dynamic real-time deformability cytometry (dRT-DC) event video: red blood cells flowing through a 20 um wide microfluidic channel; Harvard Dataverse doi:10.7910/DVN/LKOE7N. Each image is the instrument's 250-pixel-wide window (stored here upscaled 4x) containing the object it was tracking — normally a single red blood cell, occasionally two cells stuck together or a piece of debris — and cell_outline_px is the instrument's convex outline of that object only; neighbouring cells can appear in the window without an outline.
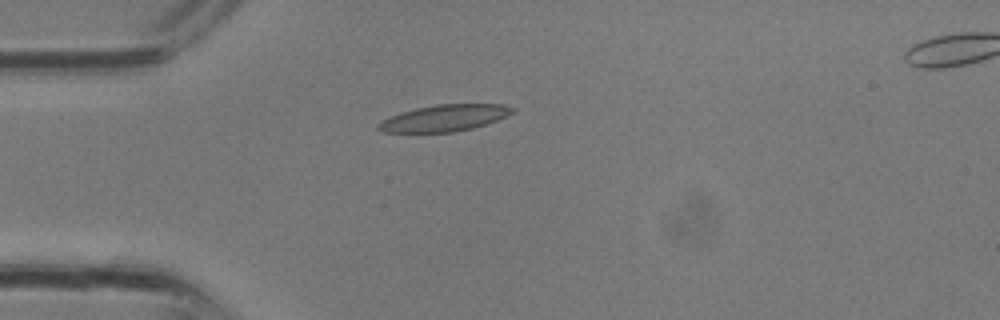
{"species": "common noctule bat (a hibernating species)", "species_latin": "Nyctalus noctula", "temperature_condition": "room temperature", "stored_images_in_passage": 8, "camera_frame_rate_fps": 3000, "um_per_image_px": 0.085, "animal": {"sex": "male", "body_mass_g": 13.3}, "frame": {"image": 1, "passage_image": 1, "time_ms": 0.0, "image_size_px": [1000, 320], "cell_outline_px": [[516, 108], [512, 112], [496, 120], [472, 128], [452, 132], [384, 132], [376, 128], [376, 124], [380, 120], [388, 116], [400, 112], [416, 108], [436, 104], [504, 104]], "centroid_in_image_um": [37.7, 10.02], "position_along_channel_um": 47.3, "area_um2": 20.69}}
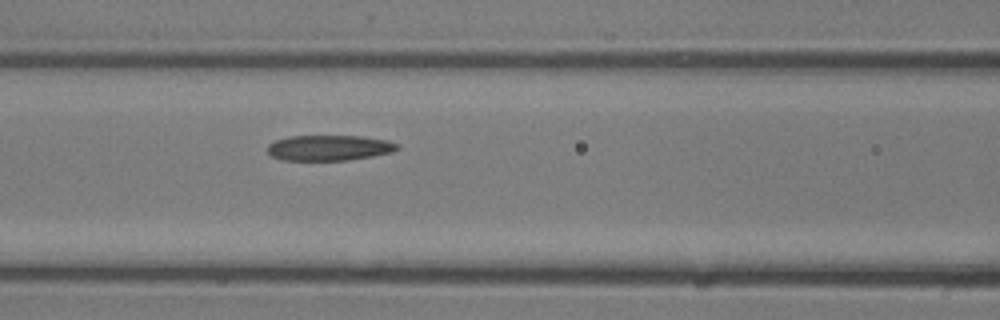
{"frame": {"image": 2, "passage_image": 6, "time_ms": 1.667, "image_size_px": [1000, 320], "cell_outline_px": [[400, 148], [392, 152], [372, 156], [348, 160], [280, 160], [272, 156], [268, 152], [268, 144], [276, 140], [288, 136], [360, 136], [384, 140], [396, 144]], "centroid_in_image_um": [27.93, 12.57], "position_along_channel_um": 138.7, "area_um2": 19.13}}
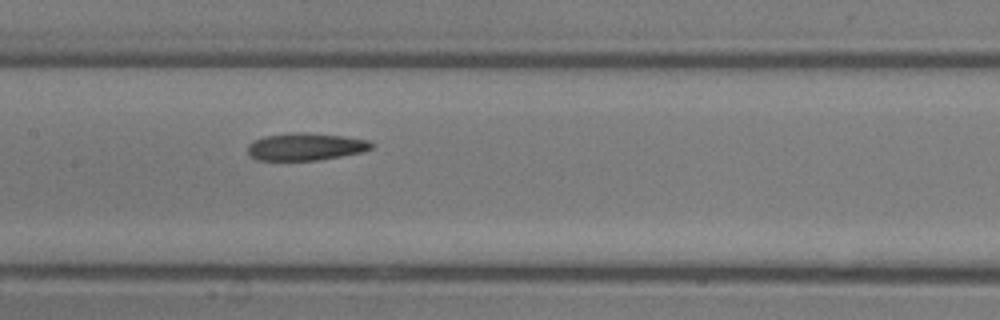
{"frame": {"image": 3, "passage_image": 8, "time_ms": 2.333, "image_size_px": [1000, 320], "cell_outline_px": [[372, 148], [364, 152], [320, 160], [256, 160], [248, 156], [248, 144], [252, 140], [264, 136], [300, 132], [304, 132], [344, 136], [368, 140], [372, 144]], "centroid_in_image_um": [25.95, 12.47], "position_along_channel_um": 181.4, "area_um2": 19.88}}